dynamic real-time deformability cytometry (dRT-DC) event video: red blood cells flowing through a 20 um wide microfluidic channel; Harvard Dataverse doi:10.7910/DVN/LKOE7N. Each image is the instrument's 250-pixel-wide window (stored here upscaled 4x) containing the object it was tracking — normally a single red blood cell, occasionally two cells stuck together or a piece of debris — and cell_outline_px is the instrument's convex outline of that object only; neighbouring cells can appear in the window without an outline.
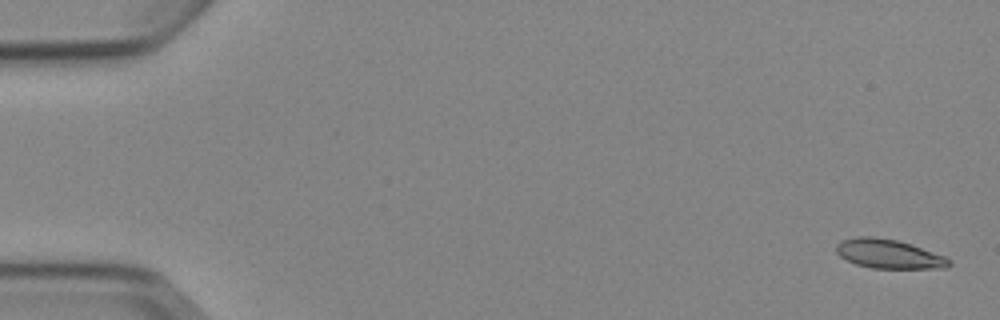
{"species": "Egyptian fruit bat (a non-hibernating species)", "species_latin": "Rousettus aegyptiacus", "temperature_condition": "cold", "stored_images_in_passage": 4, "camera_frame_rate_fps": 3000, "um_per_image_px": 0.085, "animal": {"sex": "female"}, "frame": {"image": 1, "passage_image": 1, "time_ms": 0.0, "image_size_px": [1000, 320], "cell_outline_px": [[952, 264], [944, 268], [872, 268], [856, 264], [840, 256], [836, 252], [836, 244], [840, 240], [856, 236], [872, 236], [896, 240], [912, 244], [944, 256]], "centroid_in_image_um": [75.5, 21.57], "position_along_channel_um": 9.5, "area_um2": 19.07}}
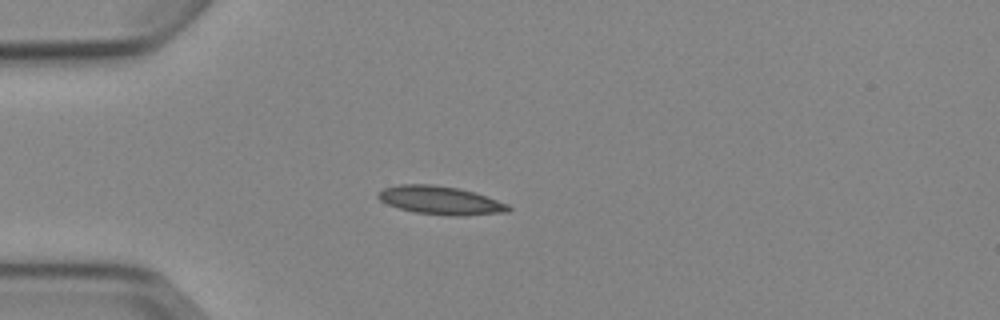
{"frame": {"image": 2, "passage_image": 4, "time_ms": 4.333, "image_size_px": [1000, 320], "cell_outline_px": [[512, 208], [508, 212], [464, 216], [452, 216], [416, 212], [400, 208], [388, 204], [380, 200], [376, 196], [384, 188], [400, 184], [432, 184], [460, 188], [476, 192], [508, 204]], "centroid_in_image_um": [37.49, 17.02], "position_along_channel_um": 47.5, "area_um2": 21.56}}